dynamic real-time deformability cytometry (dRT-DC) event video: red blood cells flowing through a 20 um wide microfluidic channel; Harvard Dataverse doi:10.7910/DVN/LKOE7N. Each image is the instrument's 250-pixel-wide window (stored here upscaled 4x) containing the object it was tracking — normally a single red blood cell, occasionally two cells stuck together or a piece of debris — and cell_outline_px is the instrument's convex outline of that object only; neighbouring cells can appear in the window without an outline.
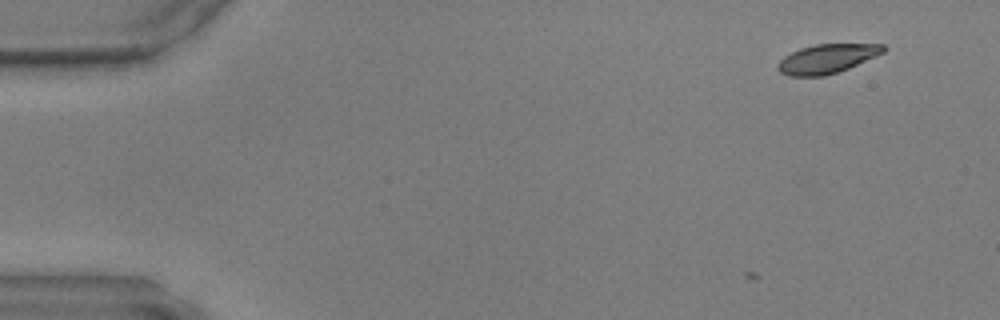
{"species": "common noctule bat (a hibernating species)", "species_latin": "Nyctalus noctula", "temperature_condition": "warm", "stored_images_in_passage": 2, "camera_frame_rate_fps": 3000, "um_per_image_px": 0.085, "animal": {"sex": "male", "body_mass_g": 17.9, "forearm_length_mm": 54.2}, "frame": {"image": 1, "passage_image": 2, "time_ms": 0.333, "image_size_px": [1000, 320], "cell_outline_px": [[884, 52], [876, 56], [848, 68], [824, 76], [788, 76], [780, 72], [776, 68], [776, 64], [784, 56], [800, 48], [816, 44], [884, 44]], "centroid_in_image_um": [70.25, 4.99], "position_along_channel_um": 14.8, "area_um2": 17.8}}